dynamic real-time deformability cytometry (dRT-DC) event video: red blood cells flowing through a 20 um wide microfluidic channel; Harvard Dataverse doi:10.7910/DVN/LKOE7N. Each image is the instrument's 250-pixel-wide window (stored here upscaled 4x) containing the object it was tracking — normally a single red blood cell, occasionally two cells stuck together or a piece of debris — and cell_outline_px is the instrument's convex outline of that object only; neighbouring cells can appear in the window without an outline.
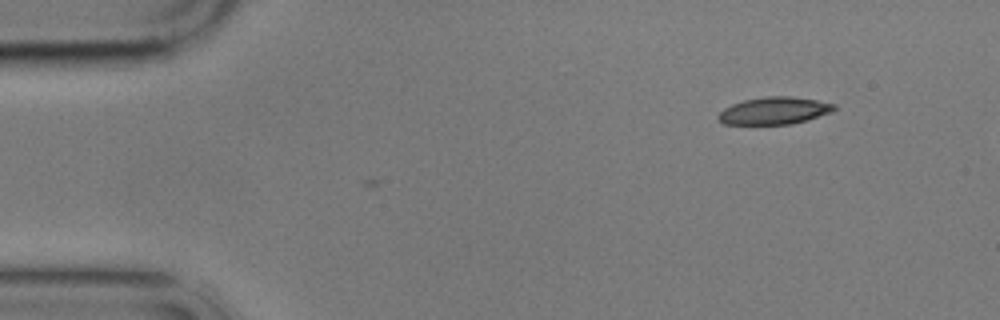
{"species": "common noctule bat (a hibernating species)", "species_latin": "Nyctalus noctula", "temperature_condition": "cold", "stored_images_in_passage": 4, "camera_frame_rate_fps": 3000, "um_per_image_px": 0.085, "animal": {"sex": "male", "body_mass_g": 17.9}, "frame": {"image": 1, "passage_image": 4, "time_ms": 3.333, "image_size_px": [1000, 320], "cell_outline_px": [[836, 108], [832, 112], [808, 120], [792, 124], [724, 124], [716, 120], [716, 116], [724, 108], [732, 104], [744, 100], [768, 96], [792, 96], [816, 100], [836, 104]], "centroid_in_image_um": [65.81, 9.41], "position_along_channel_um": 19.2, "area_um2": 18.55}}